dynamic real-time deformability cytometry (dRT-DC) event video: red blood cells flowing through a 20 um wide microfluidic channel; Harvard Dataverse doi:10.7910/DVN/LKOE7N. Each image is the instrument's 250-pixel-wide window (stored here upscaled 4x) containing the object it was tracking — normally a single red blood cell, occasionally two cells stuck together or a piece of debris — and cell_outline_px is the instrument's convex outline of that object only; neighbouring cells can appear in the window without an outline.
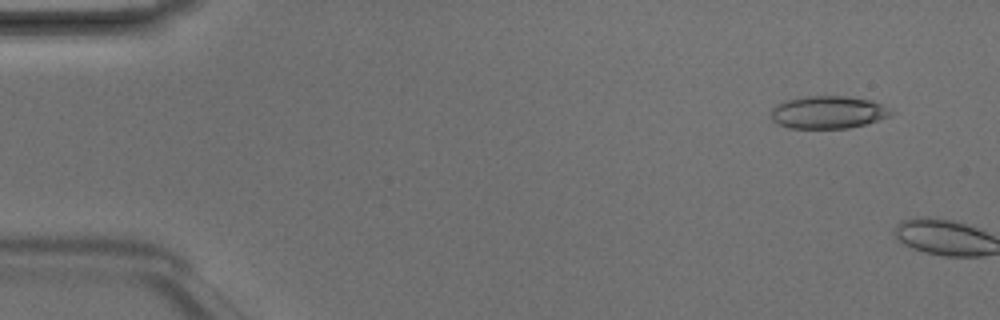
{"species": "Egyptian fruit bat (a non-hibernating species)", "species_latin": "Rousettus aegyptiacus", "temperature_condition": "room temperature", "stored_images_in_passage": 2, "camera_frame_rate_fps": 3000, "um_per_image_px": 0.085, "animal": {"sex": "male"}, "frame": {"image": 1, "passage_image": 1, "time_ms": 0.0, "image_size_px": [1000, 320], "cell_outline_px": [[896, 112], [892, 116], [864, 124], [848, 128], [788, 128], [776, 124], [772, 120], [772, 108], [776, 104], [784, 100], [804, 96], [848, 96], [872, 100]], "centroid_in_image_um": [70.38, 9.54], "position_along_channel_um": 14.6, "area_um2": 23.06}}